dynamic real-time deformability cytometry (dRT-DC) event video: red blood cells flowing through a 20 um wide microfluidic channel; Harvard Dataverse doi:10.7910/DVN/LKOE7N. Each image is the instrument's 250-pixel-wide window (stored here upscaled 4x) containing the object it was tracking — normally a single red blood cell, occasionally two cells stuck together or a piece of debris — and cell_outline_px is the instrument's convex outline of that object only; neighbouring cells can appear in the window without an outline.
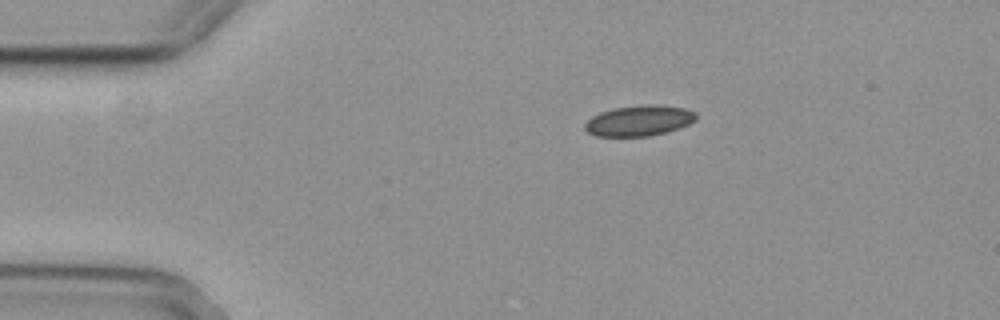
{"species": "common noctule bat (a hibernating species)", "species_latin": "Nyctalus noctula", "temperature_condition": "cold", "stored_images_in_passage": 8, "camera_frame_rate_fps": 3000, "um_per_image_px": 0.085, "animal": {"sex": "female", "body_mass_g": 29.2, "forearm_length_mm": 56.3}, "frame": {"image": 1, "passage_image": 1, "time_ms": 0.0, "image_size_px": [1000, 320], "cell_outline_px": [[696, 120], [688, 124], [668, 132], [648, 136], [596, 136], [588, 132], [584, 128], [584, 124], [592, 116], [600, 112], [616, 108], [648, 104], [656, 104], [684, 108], [696, 112]], "centroid_in_image_um": [54.33, 10.26], "position_along_channel_um": 30.7, "area_um2": 19.77}}